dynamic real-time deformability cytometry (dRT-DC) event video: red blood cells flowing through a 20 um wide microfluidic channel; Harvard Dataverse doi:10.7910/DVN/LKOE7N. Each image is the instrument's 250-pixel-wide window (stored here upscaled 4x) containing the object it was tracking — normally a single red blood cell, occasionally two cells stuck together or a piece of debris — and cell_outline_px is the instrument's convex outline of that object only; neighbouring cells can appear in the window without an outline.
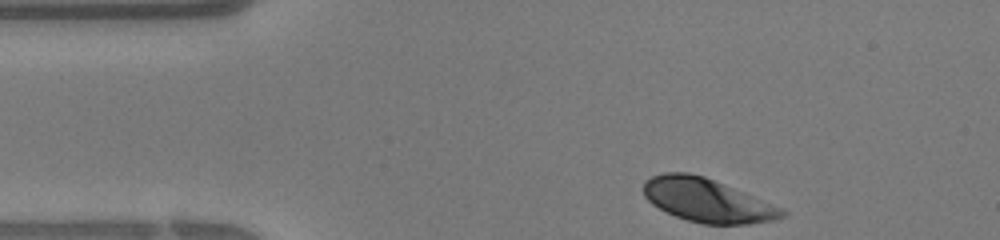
{"species": "human", "species_latin": "Homo sapiens", "temperature_condition": "warm", "stored_images_in_passage": 27, "camera_frame_rate_fps": 3000, "um_per_image_px": 0.085, "donor": {"sex": "female"}, "frame": {"image": 1, "passage_image": 1, "time_ms": 0.0, "image_size_px": [1000, 240], "cell_outline_px": [[788, 212], [784, 216], [772, 220], [748, 224], [704, 224], [688, 220], [676, 216], [652, 204], [644, 196], [644, 180], [652, 176], [664, 172], [688, 172], [704, 176], [744, 192], [780, 208]], "centroid_in_image_um": [60.07, 17.02], "position_along_channel_um": 24.9, "area_um2": 34.68}}
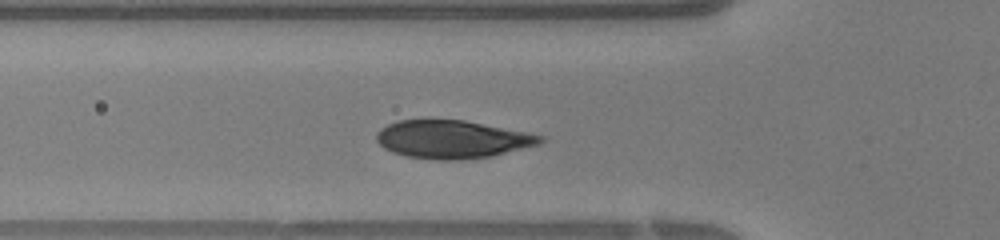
{"frame": {"image": 2, "passage_image": 8, "time_ms": 2.333, "image_size_px": [1000, 240], "cell_outline_px": [[544, 140], [540, 144], [492, 156], [464, 160], [436, 160], [408, 156], [392, 152], [384, 148], [376, 140], [376, 132], [380, 128], [388, 124], [400, 120], [464, 120], [528, 132], [544, 136]], "centroid_in_image_um": [38.45, 11.85], "position_along_channel_um": 87.4, "area_um2": 36.36}}
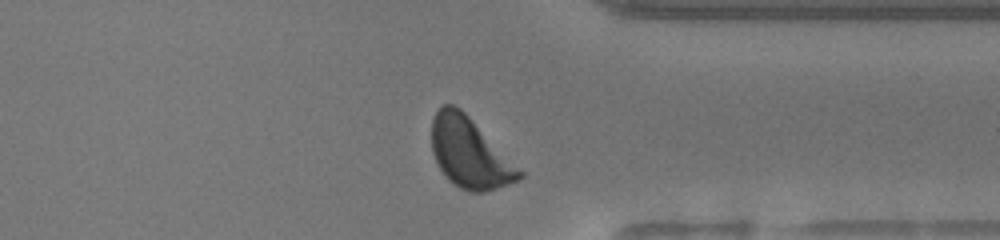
{"frame": {"image": 3, "passage_image": 25, "time_ms": 8.0, "image_size_px": [1000, 240], "cell_outline_px": [[524, 176], [520, 180], [484, 192], [468, 192], [460, 188], [448, 180], [440, 168], [432, 152], [432, 120], [436, 112], [444, 104], [452, 104], [460, 108], [524, 172]], "centroid_in_image_um": [39.92, 13.02], "position_along_channel_um": 371.5, "area_um2": 35.49}}